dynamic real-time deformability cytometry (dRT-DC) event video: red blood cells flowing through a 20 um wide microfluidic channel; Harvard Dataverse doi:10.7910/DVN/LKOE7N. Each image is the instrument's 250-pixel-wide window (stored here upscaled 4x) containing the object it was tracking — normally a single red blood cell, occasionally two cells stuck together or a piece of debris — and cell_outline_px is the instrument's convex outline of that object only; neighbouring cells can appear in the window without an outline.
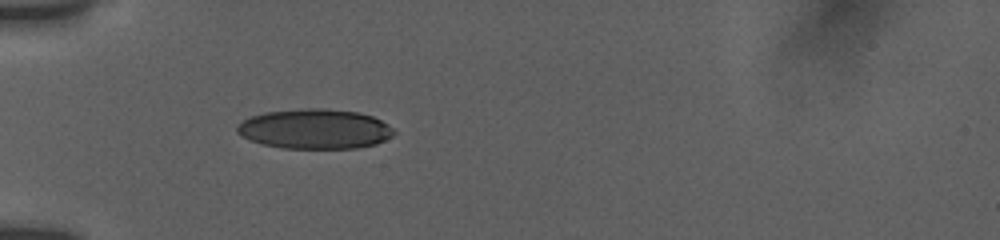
{"species": "human", "species_latin": "Homo sapiens", "temperature_condition": "room temperature", "stored_images_in_passage": 4, "camera_frame_rate_fps": 3000, "um_per_image_px": 0.085, "donor": {"sex": "female"}, "frame": {"image": 1, "passage_image": 1, "time_ms": 0.0, "image_size_px": [1000, 240], "cell_outline_px": [[396, 132], [392, 136], [376, 144], [356, 148], [284, 148], [260, 144], [236, 132], [236, 128], [244, 120], [252, 116], [264, 112], [308, 108], [320, 108], [356, 112], [372, 116], [388, 124]], "centroid_in_image_um": [26.78, 10.96], "position_along_channel_um": 58.2, "area_um2": 36.13}}
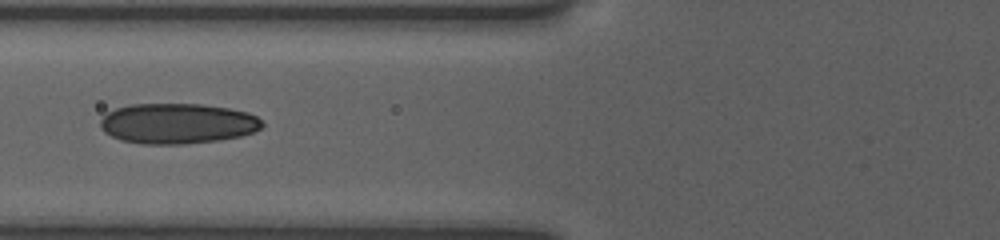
{"frame": {"image": 2, "passage_image": 3, "time_ms": 1.667, "image_size_px": [1000, 240], "cell_outline_px": [[264, 124], [260, 128], [252, 132], [240, 136], [216, 140], [184, 144], [140, 144], [120, 140], [104, 132], [100, 128], [100, 120], [108, 112], [116, 108], [132, 104], [200, 104], [228, 108], [248, 112], [256, 116]], "centroid_in_image_um": [15.05, 10.5], "position_along_channel_um": 110.7, "area_um2": 38.03}}